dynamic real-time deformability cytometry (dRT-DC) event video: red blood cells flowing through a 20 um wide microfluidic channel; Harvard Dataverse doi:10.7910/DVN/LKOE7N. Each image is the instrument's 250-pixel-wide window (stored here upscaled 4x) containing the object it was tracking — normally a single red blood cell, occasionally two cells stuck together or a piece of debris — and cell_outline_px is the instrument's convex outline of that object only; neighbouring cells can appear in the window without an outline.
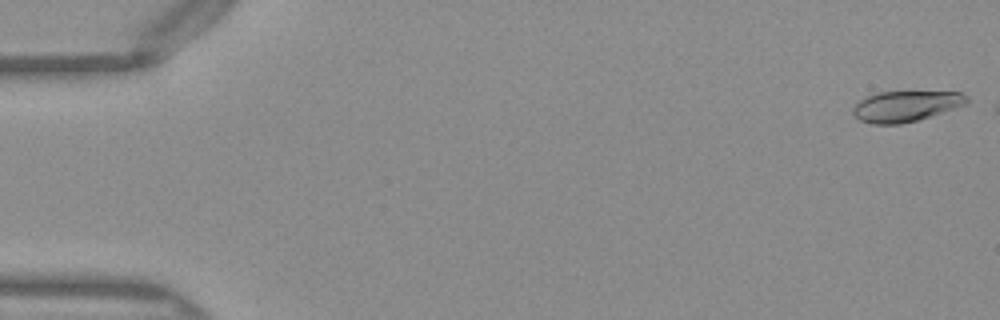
{"species": "Egyptian fruit bat (a non-hibernating species)", "species_latin": "Rousettus aegyptiacus", "temperature_condition": "warm", "stored_images_in_passage": 16, "camera_frame_rate_fps": 3000, "um_per_image_px": 0.085, "frame": {"image": 1, "passage_image": 1, "time_ms": 0.0, "image_size_px": [1000, 320], "cell_outline_px": [[968, 104], [916, 120], [900, 124], [872, 124], [860, 120], [852, 112], [852, 108], [860, 100], [876, 92], [960, 92], [968, 96]], "centroid_in_image_um": [76.99, 9.02], "position_along_channel_um": 8.0, "area_um2": 20.17}}